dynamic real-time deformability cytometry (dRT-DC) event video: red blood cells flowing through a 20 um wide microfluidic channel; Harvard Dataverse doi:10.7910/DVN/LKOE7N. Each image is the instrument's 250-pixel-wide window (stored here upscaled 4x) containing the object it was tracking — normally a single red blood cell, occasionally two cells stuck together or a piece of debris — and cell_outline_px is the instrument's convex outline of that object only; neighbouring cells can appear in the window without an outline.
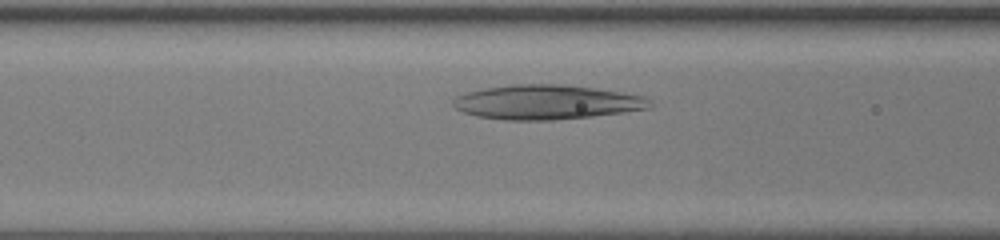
{"species": "human", "species_latin": "Homo sapiens", "temperature_condition": "room temperature", "stored_images_in_passage": 31, "camera_frame_rate_fps": 3000, "um_per_image_px": 0.085, "donor": {"sex": "female"}, "frame": {"image": 1, "passage_image": 9, "time_ms": 2.667, "image_size_px": [1000, 240], "cell_outline_px": [[652, 108], [592, 116], [552, 120], [508, 120], [476, 116], [464, 112], [456, 108], [452, 104], [452, 100], [456, 96], [468, 92], [484, 88], [512, 84], [564, 84], [592, 88], [644, 96], [652, 104]], "centroid_in_image_um": [46.43, 8.68], "position_along_channel_um": 120.2, "area_um2": 39.3}}
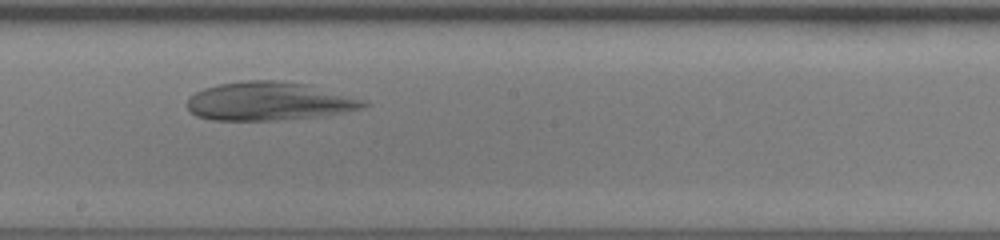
{"frame": {"image": 2, "passage_image": 17, "time_ms": 5.333, "image_size_px": [1000, 240], "cell_outline_px": [[368, 104], [360, 108], [320, 116], [276, 120], [212, 120], [196, 116], [188, 108], [188, 96], [204, 88], [220, 84], [244, 80], [276, 80], [308, 84], [368, 100]], "centroid_in_image_um": [22.86, 8.59], "position_along_channel_um": 225.3, "area_um2": 39.48}}
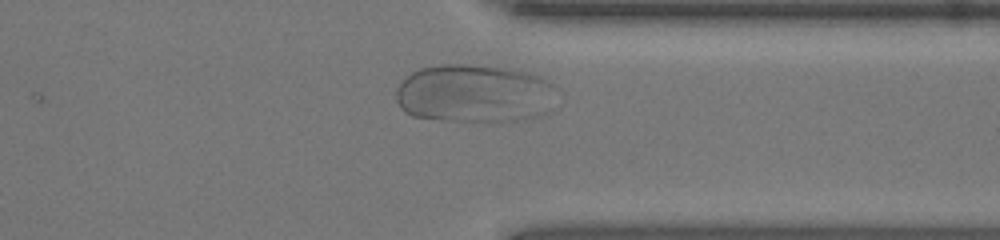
{"frame": {"image": 3, "passage_image": 28, "time_ms": 9.0, "image_size_px": [1000, 240], "cell_outline_px": [[552, 108], [548, 112], [540, 116], [516, 120], [440, 120], [412, 116], [404, 112], [400, 108], [396, 100], [396, 88], [412, 72], [420, 68], [440, 64], [468, 64], [504, 68], [528, 72], [540, 76], [552, 84]], "centroid_in_image_um": [40.28, 7.94], "position_along_channel_um": 371.1, "area_um2": 54.33}}